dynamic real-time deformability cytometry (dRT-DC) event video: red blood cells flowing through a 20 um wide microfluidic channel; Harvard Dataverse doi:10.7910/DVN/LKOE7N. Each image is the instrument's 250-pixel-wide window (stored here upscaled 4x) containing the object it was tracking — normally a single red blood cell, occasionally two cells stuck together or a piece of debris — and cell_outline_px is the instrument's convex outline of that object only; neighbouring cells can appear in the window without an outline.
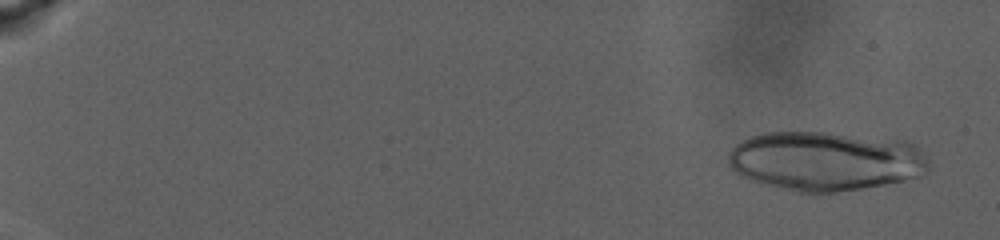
{"species": "human", "species_latin": "Homo sapiens", "temperature_condition": "warm", "stored_images_in_passage": 32, "camera_frame_rate_fps": 3000, "um_per_image_px": 0.085, "donor": {"sex": "male"}, "frame": {"image": 1, "passage_image": 5, "time_ms": 1.333, "image_size_px": [1000, 240], "cell_outline_px": [[928, 172], [920, 176], [904, 180], [864, 188], [816, 196], [808, 196], [776, 188], [748, 180], [736, 172], [728, 164], [728, 152], [740, 140], [748, 136], [764, 132], [828, 132], [908, 140], [916, 144], [920, 148], [928, 160]], "centroid_in_image_um": [70.15, 13.71], "position_along_channel_um": 14.8, "area_um2": 71.21}}